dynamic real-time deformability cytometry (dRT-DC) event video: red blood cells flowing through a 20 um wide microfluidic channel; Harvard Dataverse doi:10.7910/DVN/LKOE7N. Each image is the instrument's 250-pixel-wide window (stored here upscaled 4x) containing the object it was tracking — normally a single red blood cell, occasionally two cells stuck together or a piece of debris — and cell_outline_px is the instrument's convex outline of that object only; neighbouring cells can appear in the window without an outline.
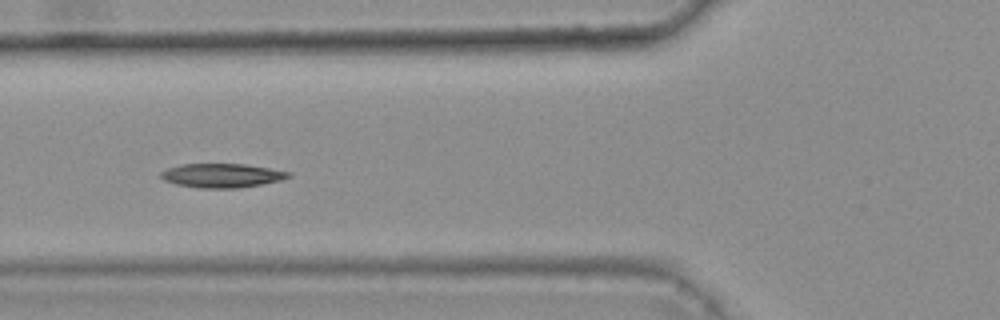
{"species": "common noctule bat (a hibernating species)", "species_latin": "Nyctalus noctula", "temperature_condition": "warm", "stored_images_in_passage": 46, "camera_frame_rate_fps": 3000, "um_per_image_px": 0.085, "animal": {"sex": "female", "body_mass_g": 25.1}, "frame": {"image": 1, "passage_image": 20, "time_ms": 6.333, "image_size_px": [1000, 320], "cell_outline_px": [[292, 176], [280, 180], [240, 188], [196, 188], [176, 184], [164, 180], [160, 176], [160, 172], [168, 168], [184, 164], [244, 164], [292, 172]], "centroid_in_image_um": [18.85, 14.92], "position_along_channel_um": 106.9, "area_um2": 17.8}}